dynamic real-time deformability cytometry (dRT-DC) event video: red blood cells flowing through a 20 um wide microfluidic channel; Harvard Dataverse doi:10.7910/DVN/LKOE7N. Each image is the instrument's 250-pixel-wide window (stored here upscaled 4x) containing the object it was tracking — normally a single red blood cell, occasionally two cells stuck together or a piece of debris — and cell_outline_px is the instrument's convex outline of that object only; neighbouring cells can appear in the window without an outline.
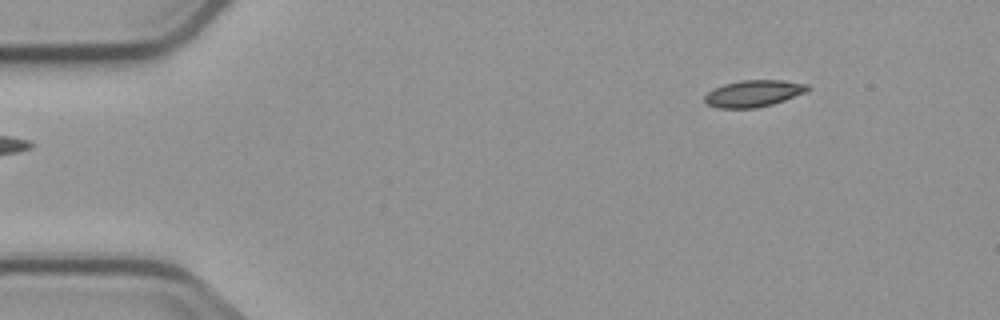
{"species": "common noctule bat (a hibernating species)", "species_latin": "Nyctalus noctula", "temperature_condition": "cold", "stored_images_in_passage": 7, "camera_frame_rate_fps": 3000, "um_per_image_px": 0.085, "animal": {"sex": "male", "body_mass_g": 23.1, "forearm_length_mm": 52.7}, "frame": {"image": 1, "passage_image": 1, "time_ms": 0.0, "image_size_px": [1000, 320], "cell_outline_px": [[808, 88], [804, 92], [784, 100], [772, 104], [756, 108], [716, 108], [708, 104], [704, 100], [704, 96], [712, 88], [724, 84], [740, 80], [784, 80], [808, 84]], "centroid_in_image_um": [64.0, 7.94], "position_along_channel_um": 21.0, "area_um2": 15.95}}
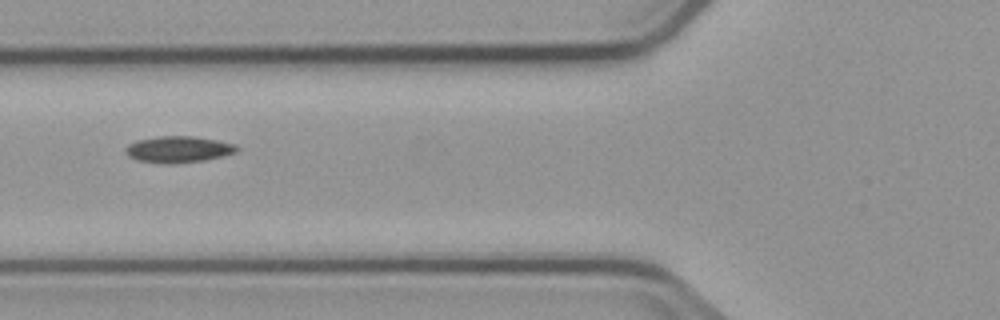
{"frame": {"image": 2, "passage_image": 5, "time_ms": 4.667, "image_size_px": [1000, 320], "cell_outline_px": [[240, 148], [236, 152], [224, 156], [204, 160], [172, 164], [164, 164], [136, 160], [128, 156], [124, 152], [124, 148], [128, 144], [136, 140], [160, 136], [192, 136], [216, 140], [236, 144]], "centroid_in_image_um": [15.14, 12.7], "position_along_channel_um": 110.7, "area_um2": 17.34}}
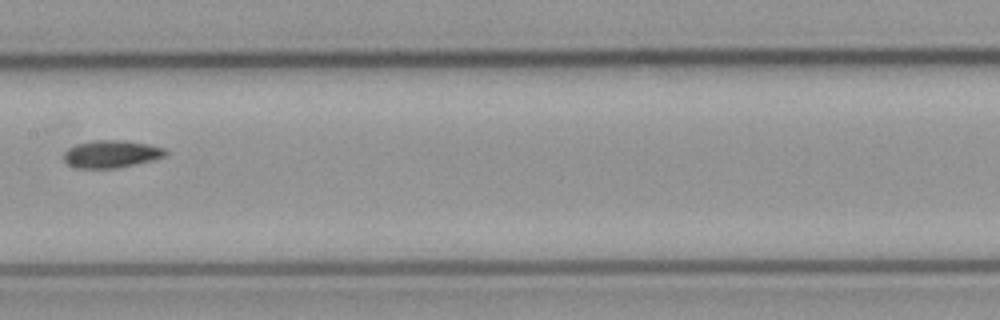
{"frame": {"image": 3, "passage_image": 7, "time_ms": 7.0, "image_size_px": [1000, 320], "cell_outline_px": [[168, 152], [164, 156], [152, 160], [136, 164], [116, 168], [76, 168], [68, 164], [64, 160], [64, 152], [68, 148], [76, 144], [92, 140], [124, 140], [148, 144], [164, 148]], "centroid_in_image_um": [9.44, 13.08], "position_along_channel_um": 198.0, "area_um2": 16.3}}